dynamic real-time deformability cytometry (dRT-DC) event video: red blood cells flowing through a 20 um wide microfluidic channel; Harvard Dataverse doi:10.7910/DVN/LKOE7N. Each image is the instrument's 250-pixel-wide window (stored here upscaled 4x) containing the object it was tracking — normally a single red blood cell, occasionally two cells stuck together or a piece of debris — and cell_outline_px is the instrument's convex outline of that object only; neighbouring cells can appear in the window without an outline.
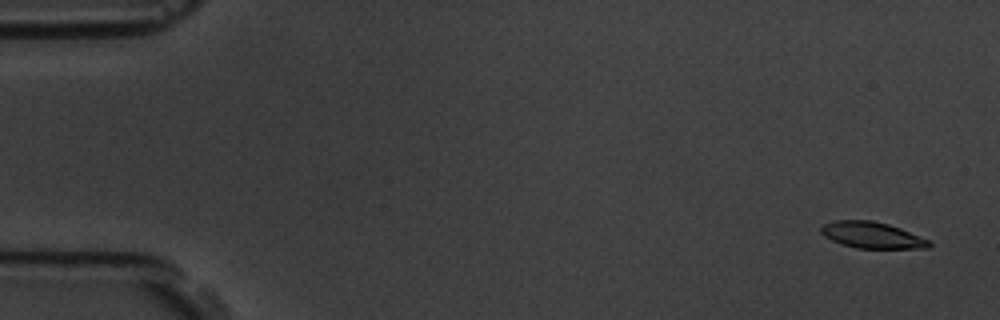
{"species": "common noctule bat (a hibernating species)", "species_latin": "Nyctalus noctula", "temperature_condition": "room temperature", "stored_images_in_passage": 5, "camera_frame_rate_fps": 3000, "um_per_image_px": 0.085, "animal": {"sex": "male", "body_mass_g": 19.5, "forearm_length_mm": 54.6}, "frame": {"image": 1, "passage_image": 1, "time_ms": 0.0, "image_size_px": [1000, 320], "cell_outline_px": [[932, 244], [928, 248], [856, 248], [840, 244], [824, 236], [820, 232], [820, 228], [824, 224], [832, 220], [872, 220], [888, 224], [900, 228], [932, 240]], "centroid_in_image_um": [74.13, 19.98], "position_along_channel_um": 10.9, "area_um2": 16.76}}
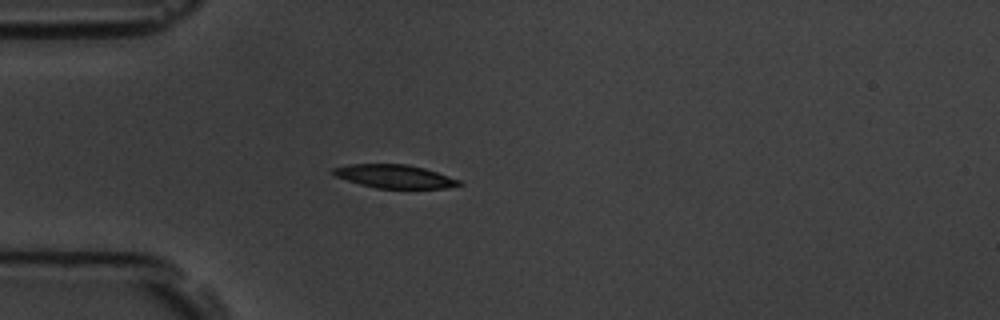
{"frame": {"image": 2, "passage_image": 5, "time_ms": 4.333, "image_size_px": [1000, 320], "cell_outline_px": [[464, 184], [444, 188], [376, 188], [360, 184], [336, 176], [332, 172], [332, 168], [348, 164], [408, 164], [424, 168], [460, 180]], "centroid_in_image_um": [33.53, 14.98], "position_along_channel_um": 51.5, "area_um2": 16.99}}